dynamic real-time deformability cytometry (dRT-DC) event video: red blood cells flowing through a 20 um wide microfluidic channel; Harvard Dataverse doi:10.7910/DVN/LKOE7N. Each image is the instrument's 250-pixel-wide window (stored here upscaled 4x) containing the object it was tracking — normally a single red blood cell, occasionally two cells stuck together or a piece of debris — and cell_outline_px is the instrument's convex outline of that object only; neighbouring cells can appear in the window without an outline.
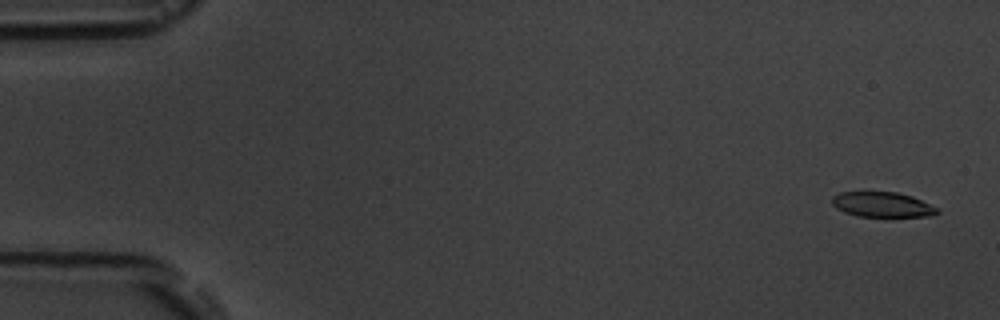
{"species": "common noctule bat (a hibernating species)", "species_latin": "Nyctalus noctula", "temperature_condition": "room temperature", "stored_images_in_passage": 15, "camera_frame_rate_fps": 3000, "um_per_image_px": 0.085, "animal": {"sex": "male", "body_mass_g": 19.5, "forearm_length_mm": 54.6}, "frame": {"image": 1, "passage_image": 1, "time_ms": 0.0, "image_size_px": [1000, 320], "cell_outline_px": [[940, 212], [928, 216], [892, 220], [884, 220], [856, 216], [844, 212], [836, 208], [832, 204], [832, 196], [840, 192], [896, 192], [912, 196], [940, 208]], "centroid_in_image_um": [75.05, 17.46], "position_along_channel_um": 10.0, "area_um2": 16.53}}
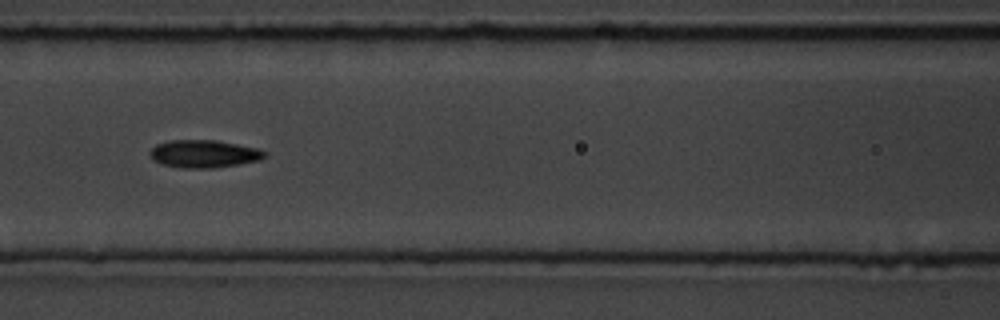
{"frame": {"image": 2, "passage_image": 7, "time_ms": 7.667, "image_size_px": [1000, 320], "cell_outline_px": [[268, 156], [260, 160], [240, 164], [216, 168], [180, 168], [164, 164], [152, 160], [148, 152], [156, 144], [168, 140], [216, 140], [256, 148], [268, 152]], "centroid_in_image_um": [17.34, 13.08], "position_along_channel_um": 149.3, "area_um2": 18.73}}
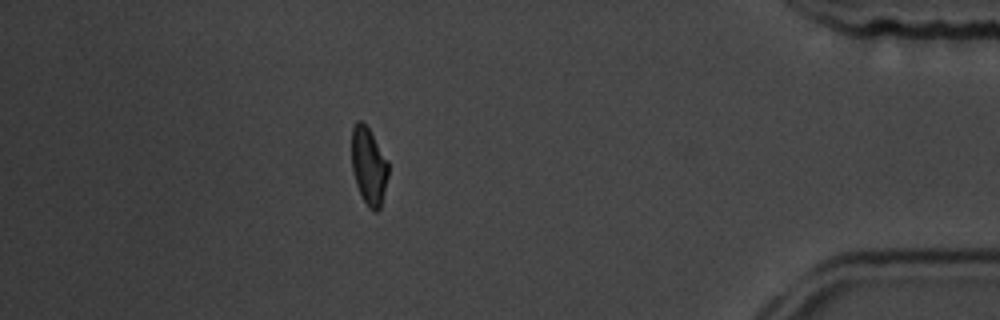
{"frame": {"image": 3, "passage_image": 14, "time_ms": 16.0, "image_size_px": [1000, 320], "cell_outline_px": [[388, 176], [380, 208], [376, 212], [372, 212], [368, 208], [356, 184], [352, 168], [352, 128], [356, 120], [360, 120], [368, 128], [388, 160]], "centroid_in_image_um": [31.34, 14.13], "position_along_channel_um": 403.9, "area_um2": 16.42}, "authors_computed_cell_mechanics": {"area_um2": 17.5134, "velocity_mm_per_s": 3.591, "shape_relaxation_time_tau1_ms": 4.329, "shape_relaxation_time_tau2_ms": 3.3045, "deformation_change_tau1": 0.1438, "deformation_change_tau2": 0.0898}}